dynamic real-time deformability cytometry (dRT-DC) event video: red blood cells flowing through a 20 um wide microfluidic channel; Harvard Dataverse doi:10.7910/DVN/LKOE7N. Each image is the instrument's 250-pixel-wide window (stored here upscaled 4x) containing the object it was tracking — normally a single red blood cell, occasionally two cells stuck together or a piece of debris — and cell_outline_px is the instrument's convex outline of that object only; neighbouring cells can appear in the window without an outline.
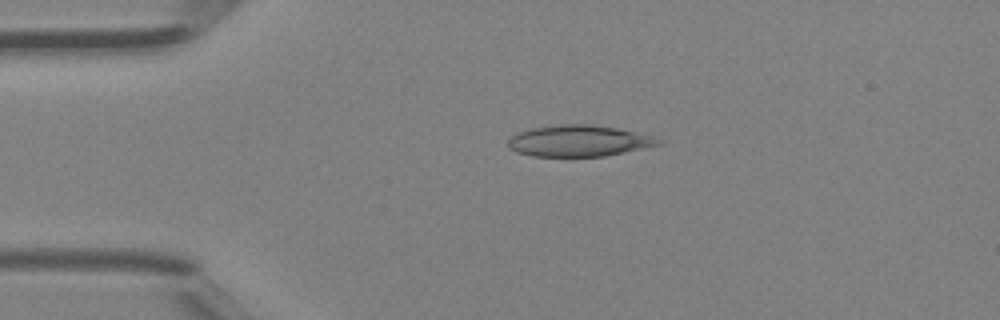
{"species": "Egyptian fruit bat (a non-hibernating species)", "species_latin": "Rousettus aegyptiacus", "temperature_condition": "room temperature", "stored_images_in_passage": 5, "camera_frame_rate_fps": 3000, "um_per_image_px": 0.085, "animal": {"sex": "female"}, "frame": {"image": 1, "passage_image": 3, "time_ms": 0.667, "image_size_px": [1000, 320], "cell_outline_px": [[664, 144], [604, 156], [532, 156], [516, 152], [508, 148], [508, 140], [516, 132], [532, 128], [560, 124], [592, 124], [616, 128], [636, 132], [652, 136], [664, 140]], "centroid_in_image_um": [49.21, 11.97], "position_along_channel_um": 35.8, "area_um2": 27.51}}
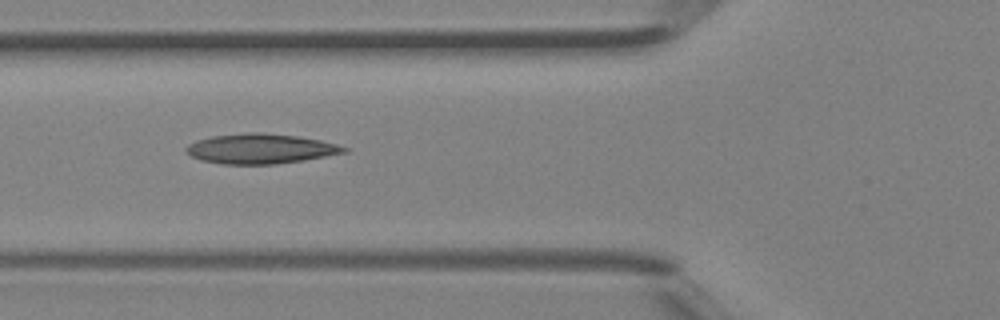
{"frame": {"image": 2, "passage_image": 5, "time_ms": 1.333, "image_size_px": [1000, 320], "cell_outline_px": [[348, 152], [304, 160], [276, 164], [224, 164], [200, 160], [184, 152], [184, 148], [188, 144], [196, 140], [212, 136], [248, 132], [264, 132], [300, 136], [320, 140], [336, 144], [348, 148]], "centroid_in_image_um": [22.12, 12.63], "position_along_channel_um": 103.7, "area_um2": 27.74}}